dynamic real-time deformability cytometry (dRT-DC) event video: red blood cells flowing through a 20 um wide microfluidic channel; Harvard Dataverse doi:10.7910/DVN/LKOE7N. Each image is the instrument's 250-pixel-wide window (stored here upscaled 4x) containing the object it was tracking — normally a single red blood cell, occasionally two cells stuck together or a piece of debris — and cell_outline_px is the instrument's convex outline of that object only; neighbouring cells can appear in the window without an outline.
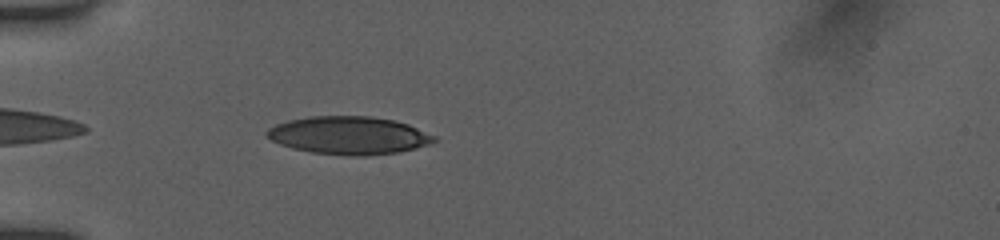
{"species": "human", "species_latin": "Homo sapiens", "temperature_condition": "room temperature", "stored_images_in_passage": 7, "camera_frame_rate_fps": 3000, "um_per_image_px": 0.085, "donor": {"sex": "female"}, "frame": {"image": 1, "passage_image": 7, "time_ms": 2.0, "image_size_px": [1000, 240], "cell_outline_px": [[436, 140], [428, 144], [396, 152], [364, 156], [352, 156], [312, 152], [292, 148], [280, 144], [272, 140], [264, 132], [268, 128], [276, 124], [288, 120], [312, 116], [372, 116], [392, 120], [408, 124], [436, 136]], "centroid_in_image_um": [29.62, 11.5], "position_along_channel_um": 55.4, "area_um2": 36.65}}